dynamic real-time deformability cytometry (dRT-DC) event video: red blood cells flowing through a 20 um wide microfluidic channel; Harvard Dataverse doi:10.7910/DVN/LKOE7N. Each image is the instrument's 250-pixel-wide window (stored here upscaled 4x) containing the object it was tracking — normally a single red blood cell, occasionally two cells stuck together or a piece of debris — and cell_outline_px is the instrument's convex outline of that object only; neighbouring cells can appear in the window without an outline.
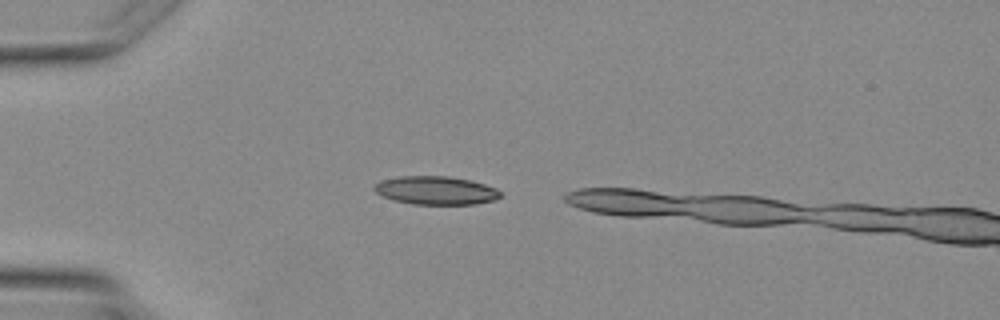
{"species": "Egyptian fruit bat (a non-hibernating species)", "species_latin": "Rousettus aegyptiacus", "temperature_condition": "warm", "stored_images_in_passage": 2, "camera_frame_rate_fps": 3000, "um_per_image_px": 0.085, "animal": {"sex": "female"}, "frame": {"image": 1, "passage_image": 1, "time_ms": 0.0, "image_size_px": [1000, 320], "cell_outline_px": [[500, 196], [496, 200], [476, 204], [412, 204], [392, 200], [376, 192], [372, 188], [380, 180], [400, 176], [448, 176], [468, 180], [484, 184], [496, 188], [500, 192]], "centroid_in_image_um": [37.03, 16.19], "position_along_channel_um": 48.0, "area_um2": 20.81}}